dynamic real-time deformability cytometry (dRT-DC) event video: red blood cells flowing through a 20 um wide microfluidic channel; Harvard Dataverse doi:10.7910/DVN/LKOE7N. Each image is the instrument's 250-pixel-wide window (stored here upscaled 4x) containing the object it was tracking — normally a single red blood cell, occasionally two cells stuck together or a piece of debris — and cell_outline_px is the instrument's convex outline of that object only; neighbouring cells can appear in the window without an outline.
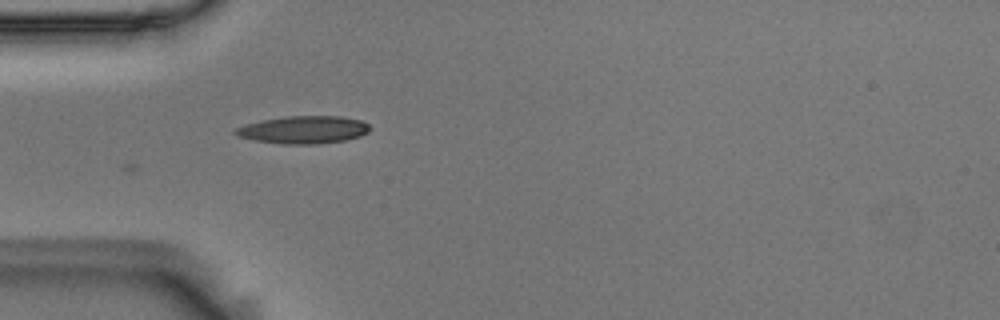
{"species": "Egyptian fruit bat (a non-hibernating species)", "species_latin": "Rousettus aegyptiacus", "temperature_condition": "room temperature", "stored_images_in_passage": 6, "camera_frame_rate_fps": 3000, "um_per_image_px": 0.085, "animal": {"sex": "male"}, "frame": {"image": 1, "passage_image": 6, "time_ms": 1.667, "image_size_px": [1000, 320], "cell_outline_px": [[372, 128], [368, 132], [360, 136], [344, 140], [316, 144], [280, 144], [256, 140], [236, 136], [232, 132], [236, 128], [260, 120], [284, 116], [340, 116], [360, 120], [368, 124]], "centroid_in_image_um": [25.79, 11.02], "position_along_channel_um": 59.2, "area_um2": 21.68}}